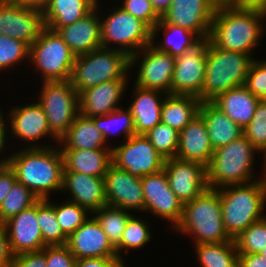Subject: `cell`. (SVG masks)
Returning a JSON list of instances; mask_svg holds the SVG:
<instances>
[{
    "label": "cell",
    "instance_id": "6da1fadb",
    "mask_svg": "<svg viewBox=\"0 0 266 267\" xmlns=\"http://www.w3.org/2000/svg\"><path fill=\"white\" fill-rule=\"evenodd\" d=\"M9 156L7 164L15 173L17 181L38 199H49L53 191H62L64 159L58 144L25 147Z\"/></svg>",
    "mask_w": 266,
    "mask_h": 267
},
{
    "label": "cell",
    "instance_id": "7a4b0ae2",
    "mask_svg": "<svg viewBox=\"0 0 266 267\" xmlns=\"http://www.w3.org/2000/svg\"><path fill=\"white\" fill-rule=\"evenodd\" d=\"M265 20L266 12L236 9L220 2L213 16L210 41L218 48L252 55L264 36Z\"/></svg>",
    "mask_w": 266,
    "mask_h": 267
},
{
    "label": "cell",
    "instance_id": "3957f363",
    "mask_svg": "<svg viewBox=\"0 0 266 267\" xmlns=\"http://www.w3.org/2000/svg\"><path fill=\"white\" fill-rule=\"evenodd\" d=\"M218 192L224 227L232 239L266 217V173L250 183L221 187Z\"/></svg>",
    "mask_w": 266,
    "mask_h": 267
},
{
    "label": "cell",
    "instance_id": "277c9868",
    "mask_svg": "<svg viewBox=\"0 0 266 267\" xmlns=\"http://www.w3.org/2000/svg\"><path fill=\"white\" fill-rule=\"evenodd\" d=\"M175 230L192 237L195 245L234 240L224 227L218 189L209 187L184 204L182 219Z\"/></svg>",
    "mask_w": 266,
    "mask_h": 267
},
{
    "label": "cell",
    "instance_id": "5b68a950",
    "mask_svg": "<svg viewBox=\"0 0 266 267\" xmlns=\"http://www.w3.org/2000/svg\"><path fill=\"white\" fill-rule=\"evenodd\" d=\"M256 152L261 153L244 135L214 150L206 167L208 187L219 189L257 180L254 174Z\"/></svg>",
    "mask_w": 266,
    "mask_h": 267
},
{
    "label": "cell",
    "instance_id": "8992f818",
    "mask_svg": "<svg viewBox=\"0 0 266 267\" xmlns=\"http://www.w3.org/2000/svg\"><path fill=\"white\" fill-rule=\"evenodd\" d=\"M254 59L250 54L218 48L210 41L205 80L198 96L201 102H212L223 92L244 85Z\"/></svg>",
    "mask_w": 266,
    "mask_h": 267
},
{
    "label": "cell",
    "instance_id": "52a82bcc",
    "mask_svg": "<svg viewBox=\"0 0 266 267\" xmlns=\"http://www.w3.org/2000/svg\"><path fill=\"white\" fill-rule=\"evenodd\" d=\"M128 73L129 57L124 52L101 47L75 57L70 81L79 94L104 82L129 79Z\"/></svg>",
    "mask_w": 266,
    "mask_h": 267
},
{
    "label": "cell",
    "instance_id": "ba28073f",
    "mask_svg": "<svg viewBox=\"0 0 266 267\" xmlns=\"http://www.w3.org/2000/svg\"><path fill=\"white\" fill-rule=\"evenodd\" d=\"M75 55L56 31L45 27L29 47V61L42 81H66L72 76Z\"/></svg>",
    "mask_w": 266,
    "mask_h": 267
},
{
    "label": "cell",
    "instance_id": "9c48e42d",
    "mask_svg": "<svg viewBox=\"0 0 266 267\" xmlns=\"http://www.w3.org/2000/svg\"><path fill=\"white\" fill-rule=\"evenodd\" d=\"M100 21L103 48L119 50L130 57L151 44L152 30L121 7L115 6L104 19L100 17Z\"/></svg>",
    "mask_w": 266,
    "mask_h": 267
},
{
    "label": "cell",
    "instance_id": "30bf717a",
    "mask_svg": "<svg viewBox=\"0 0 266 267\" xmlns=\"http://www.w3.org/2000/svg\"><path fill=\"white\" fill-rule=\"evenodd\" d=\"M41 82L37 102L46 114L51 133L60 140L79 114V94L70 80Z\"/></svg>",
    "mask_w": 266,
    "mask_h": 267
},
{
    "label": "cell",
    "instance_id": "8fae6325",
    "mask_svg": "<svg viewBox=\"0 0 266 267\" xmlns=\"http://www.w3.org/2000/svg\"><path fill=\"white\" fill-rule=\"evenodd\" d=\"M165 160L144 134H135L112 147V163L138 178L160 172Z\"/></svg>",
    "mask_w": 266,
    "mask_h": 267
},
{
    "label": "cell",
    "instance_id": "7c38bea8",
    "mask_svg": "<svg viewBox=\"0 0 266 267\" xmlns=\"http://www.w3.org/2000/svg\"><path fill=\"white\" fill-rule=\"evenodd\" d=\"M175 62L176 57L158 51L151 44L143 47L129 57V70L140 63L134 85L170 94Z\"/></svg>",
    "mask_w": 266,
    "mask_h": 267
},
{
    "label": "cell",
    "instance_id": "4fadbf2b",
    "mask_svg": "<svg viewBox=\"0 0 266 267\" xmlns=\"http://www.w3.org/2000/svg\"><path fill=\"white\" fill-rule=\"evenodd\" d=\"M210 37L201 38L184 54L176 57L170 95L201 94L206 73V55Z\"/></svg>",
    "mask_w": 266,
    "mask_h": 267
},
{
    "label": "cell",
    "instance_id": "5bb4252c",
    "mask_svg": "<svg viewBox=\"0 0 266 267\" xmlns=\"http://www.w3.org/2000/svg\"><path fill=\"white\" fill-rule=\"evenodd\" d=\"M144 194V211L168 220L171 229L180 223L183 216L184 203L169 187L166 172L161 170L155 174L141 178ZM173 227V228H172Z\"/></svg>",
    "mask_w": 266,
    "mask_h": 267
},
{
    "label": "cell",
    "instance_id": "9a60e30c",
    "mask_svg": "<svg viewBox=\"0 0 266 267\" xmlns=\"http://www.w3.org/2000/svg\"><path fill=\"white\" fill-rule=\"evenodd\" d=\"M219 3V0H172L162 19L187 28L200 38H206L210 36L213 16Z\"/></svg>",
    "mask_w": 266,
    "mask_h": 267
},
{
    "label": "cell",
    "instance_id": "2e32d148",
    "mask_svg": "<svg viewBox=\"0 0 266 267\" xmlns=\"http://www.w3.org/2000/svg\"><path fill=\"white\" fill-rule=\"evenodd\" d=\"M44 28L43 12L0 0V35L23 41L30 47Z\"/></svg>",
    "mask_w": 266,
    "mask_h": 267
},
{
    "label": "cell",
    "instance_id": "e0dca14e",
    "mask_svg": "<svg viewBox=\"0 0 266 267\" xmlns=\"http://www.w3.org/2000/svg\"><path fill=\"white\" fill-rule=\"evenodd\" d=\"M104 186L107 205L131 212H144L141 178L111 163L104 176Z\"/></svg>",
    "mask_w": 266,
    "mask_h": 267
},
{
    "label": "cell",
    "instance_id": "ac0fdd59",
    "mask_svg": "<svg viewBox=\"0 0 266 267\" xmlns=\"http://www.w3.org/2000/svg\"><path fill=\"white\" fill-rule=\"evenodd\" d=\"M8 123L14 138L28 142L26 147H48L37 143L46 136L53 138L55 145L59 140L51 133L48 120L42 106L36 101L24 106L20 105L9 110Z\"/></svg>",
    "mask_w": 266,
    "mask_h": 267
},
{
    "label": "cell",
    "instance_id": "d6986e66",
    "mask_svg": "<svg viewBox=\"0 0 266 267\" xmlns=\"http://www.w3.org/2000/svg\"><path fill=\"white\" fill-rule=\"evenodd\" d=\"M164 171L169 187L184 204L208 188L206 167L200 163L169 158Z\"/></svg>",
    "mask_w": 266,
    "mask_h": 267
},
{
    "label": "cell",
    "instance_id": "ffe728a7",
    "mask_svg": "<svg viewBox=\"0 0 266 267\" xmlns=\"http://www.w3.org/2000/svg\"><path fill=\"white\" fill-rule=\"evenodd\" d=\"M66 246L76 260L117 256L115 248L92 216L68 237Z\"/></svg>",
    "mask_w": 266,
    "mask_h": 267
},
{
    "label": "cell",
    "instance_id": "44dd1931",
    "mask_svg": "<svg viewBox=\"0 0 266 267\" xmlns=\"http://www.w3.org/2000/svg\"><path fill=\"white\" fill-rule=\"evenodd\" d=\"M14 256L41 251L46 245L37 221V202L5 222Z\"/></svg>",
    "mask_w": 266,
    "mask_h": 267
},
{
    "label": "cell",
    "instance_id": "7402d4cb",
    "mask_svg": "<svg viewBox=\"0 0 266 267\" xmlns=\"http://www.w3.org/2000/svg\"><path fill=\"white\" fill-rule=\"evenodd\" d=\"M99 1L84 18L58 28L56 32L68 45L75 56L86 54L102 47ZM99 13V14H98Z\"/></svg>",
    "mask_w": 266,
    "mask_h": 267
},
{
    "label": "cell",
    "instance_id": "603a6c76",
    "mask_svg": "<svg viewBox=\"0 0 266 267\" xmlns=\"http://www.w3.org/2000/svg\"><path fill=\"white\" fill-rule=\"evenodd\" d=\"M128 80H111L81 91L79 93V113L92 118L122 107L119 102L125 95Z\"/></svg>",
    "mask_w": 266,
    "mask_h": 267
},
{
    "label": "cell",
    "instance_id": "cb8c5ba5",
    "mask_svg": "<svg viewBox=\"0 0 266 267\" xmlns=\"http://www.w3.org/2000/svg\"><path fill=\"white\" fill-rule=\"evenodd\" d=\"M62 191L71 193L72 197L67 200L87 209L90 214L107 205L104 177L79 172H63Z\"/></svg>",
    "mask_w": 266,
    "mask_h": 267
},
{
    "label": "cell",
    "instance_id": "d4e9b609",
    "mask_svg": "<svg viewBox=\"0 0 266 267\" xmlns=\"http://www.w3.org/2000/svg\"><path fill=\"white\" fill-rule=\"evenodd\" d=\"M214 153L204 119L197 115L179 132L177 159L208 166Z\"/></svg>",
    "mask_w": 266,
    "mask_h": 267
},
{
    "label": "cell",
    "instance_id": "484cf974",
    "mask_svg": "<svg viewBox=\"0 0 266 267\" xmlns=\"http://www.w3.org/2000/svg\"><path fill=\"white\" fill-rule=\"evenodd\" d=\"M133 101L130 110L136 134H146L161 122V107L166 93L159 90L143 89L134 85L132 89Z\"/></svg>",
    "mask_w": 266,
    "mask_h": 267
},
{
    "label": "cell",
    "instance_id": "4316f807",
    "mask_svg": "<svg viewBox=\"0 0 266 267\" xmlns=\"http://www.w3.org/2000/svg\"><path fill=\"white\" fill-rule=\"evenodd\" d=\"M259 101L244 85H240L223 92L212 103L244 129L251 122Z\"/></svg>",
    "mask_w": 266,
    "mask_h": 267
},
{
    "label": "cell",
    "instance_id": "83f0119b",
    "mask_svg": "<svg viewBox=\"0 0 266 267\" xmlns=\"http://www.w3.org/2000/svg\"><path fill=\"white\" fill-rule=\"evenodd\" d=\"M63 172H79L104 177L112 163V149H61Z\"/></svg>",
    "mask_w": 266,
    "mask_h": 267
},
{
    "label": "cell",
    "instance_id": "f1b7e54d",
    "mask_svg": "<svg viewBox=\"0 0 266 267\" xmlns=\"http://www.w3.org/2000/svg\"><path fill=\"white\" fill-rule=\"evenodd\" d=\"M199 115L205 121L214 150L243 135V129L212 102H202Z\"/></svg>",
    "mask_w": 266,
    "mask_h": 267
},
{
    "label": "cell",
    "instance_id": "f546056e",
    "mask_svg": "<svg viewBox=\"0 0 266 267\" xmlns=\"http://www.w3.org/2000/svg\"><path fill=\"white\" fill-rule=\"evenodd\" d=\"M58 145L60 149H112V145L106 144L102 134L95 127L93 119L80 113Z\"/></svg>",
    "mask_w": 266,
    "mask_h": 267
},
{
    "label": "cell",
    "instance_id": "4dcf8cb0",
    "mask_svg": "<svg viewBox=\"0 0 266 267\" xmlns=\"http://www.w3.org/2000/svg\"><path fill=\"white\" fill-rule=\"evenodd\" d=\"M97 0H50L43 12L45 27L56 31L84 18L96 6Z\"/></svg>",
    "mask_w": 266,
    "mask_h": 267
},
{
    "label": "cell",
    "instance_id": "1f68e13d",
    "mask_svg": "<svg viewBox=\"0 0 266 267\" xmlns=\"http://www.w3.org/2000/svg\"><path fill=\"white\" fill-rule=\"evenodd\" d=\"M201 103L196 96L167 94L161 107V122L180 132L199 115Z\"/></svg>",
    "mask_w": 266,
    "mask_h": 267
},
{
    "label": "cell",
    "instance_id": "d6a6232c",
    "mask_svg": "<svg viewBox=\"0 0 266 267\" xmlns=\"http://www.w3.org/2000/svg\"><path fill=\"white\" fill-rule=\"evenodd\" d=\"M164 39L156 42L159 31ZM201 38L191 30L165 22L162 18L152 29L151 45L158 51L166 52L174 57L181 56L185 51L197 43Z\"/></svg>",
    "mask_w": 266,
    "mask_h": 267
},
{
    "label": "cell",
    "instance_id": "836d02e7",
    "mask_svg": "<svg viewBox=\"0 0 266 267\" xmlns=\"http://www.w3.org/2000/svg\"><path fill=\"white\" fill-rule=\"evenodd\" d=\"M195 246L200 267H238V251L234 240Z\"/></svg>",
    "mask_w": 266,
    "mask_h": 267
},
{
    "label": "cell",
    "instance_id": "e575fe53",
    "mask_svg": "<svg viewBox=\"0 0 266 267\" xmlns=\"http://www.w3.org/2000/svg\"><path fill=\"white\" fill-rule=\"evenodd\" d=\"M92 119L106 144L110 143L109 138L112 136L111 134H120L121 131V134L124 135L123 140H127L136 134L133 116L128 108L123 109L120 107L108 114L92 117Z\"/></svg>",
    "mask_w": 266,
    "mask_h": 267
},
{
    "label": "cell",
    "instance_id": "d590c367",
    "mask_svg": "<svg viewBox=\"0 0 266 267\" xmlns=\"http://www.w3.org/2000/svg\"><path fill=\"white\" fill-rule=\"evenodd\" d=\"M37 221L46 246L66 245L68 237L57 221L55 204L50 199L37 201Z\"/></svg>",
    "mask_w": 266,
    "mask_h": 267
},
{
    "label": "cell",
    "instance_id": "8d00e7d4",
    "mask_svg": "<svg viewBox=\"0 0 266 267\" xmlns=\"http://www.w3.org/2000/svg\"><path fill=\"white\" fill-rule=\"evenodd\" d=\"M92 215L106 234L109 242L116 248L120 244L126 224L132 216L131 212L105 205Z\"/></svg>",
    "mask_w": 266,
    "mask_h": 267
},
{
    "label": "cell",
    "instance_id": "74e56055",
    "mask_svg": "<svg viewBox=\"0 0 266 267\" xmlns=\"http://www.w3.org/2000/svg\"><path fill=\"white\" fill-rule=\"evenodd\" d=\"M150 229V224L146 220L132 215L123 231L120 244L115 248L117 256L124 259L122 256L123 251L127 252L130 249L143 248L148 244L152 237Z\"/></svg>",
    "mask_w": 266,
    "mask_h": 267
},
{
    "label": "cell",
    "instance_id": "f35d334b",
    "mask_svg": "<svg viewBox=\"0 0 266 267\" xmlns=\"http://www.w3.org/2000/svg\"><path fill=\"white\" fill-rule=\"evenodd\" d=\"M38 200L31 190L16 181L0 205V222L5 223Z\"/></svg>",
    "mask_w": 266,
    "mask_h": 267
},
{
    "label": "cell",
    "instance_id": "ab89813d",
    "mask_svg": "<svg viewBox=\"0 0 266 267\" xmlns=\"http://www.w3.org/2000/svg\"><path fill=\"white\" fill-rule=\"evenodd\" d=\"M145 136L164 159L176 157L179 143L178 131L160 122L150 129Z\"/></svg>",
    "mask_w": 266,
    "mask_h": 267
},
{
    "label": "cell",
    "instance_id": "60d3db41",
    "mask_svg": "<svg viewBox=\"0 0 266 267\" xmlns=\"http://www.w3.org/2000/svg\"><path fill=\"white\" fill-rule=\"evenodd\" d=\"M238 254L259 253L266 246V217L252 223L234 238Z\"/></svg>",
    "mask_w": 266,
    "mask_h": 267
},
{
    "label": "cell",
    "instance_id": "b9f144b4",
    "mask_svg": "<svg viewBox=\"0 0 266 267\" xmlns=\"http://www.w3.org/2000/svg\"><path fill=\"white\" fill-rule=\"evenodd\" d=\"M55 212L57 221L67 237L92 215H88L90 212L87 209L69 200L55 204Z\"/></svg>",
    "mask_w": 266,
    "mask_h": 267
},
{
    "label": "cell",
    "instance_id": "7bdbcfd3",
    "mask_svg": "<svg viewBox=\"0 0 266 267\" xmlns=\"http://www.w3.org/2000/svg\"><path fill=\"white\" fill-rule=\"evenodd\" d=\"M29 59V46L23 41L7 35H0V73L3 70L15 67L17 63L23 64ZM8 68V69H7Z\"/></svg>",
    "mask_w": 266,
    "mask_h": 267
},
{
    "label": "cell",
    "instance_id": "ee69618b",
    "mask_svg": "<svg viewBox=\"0 0 266 267\" xmlns=\"http://www.w3.org/2000/svg\"><path fill=\"white\" fill-rule=\"evenodd\" d=\"M243 135L261 153L266 149V99L258 102L251 122L243 129Z\"/></svg>",
    "mask_w": 266,
    "mask_h": 267
},
{
    "label": "cell",
    "instance_id": "f6af8a7d",
    "mask_svg": "<svg viewBox=\"0 0 266 267\" xmlns=\"http://www.w3.org/2000/svg\"><path fill=\"white\" fill-rule=\"evenodd\" d=\"M244 86L260 100L266 99V60L254 59Z\"/></svg>",
    "mask_w": 266,
    "mask_h": 267
},
{
    "label": "cell",
    "instance_id": "bcb514c9",
    "mask_svg": "<svg viewBox=\"0 0 266 267\" xmlns=\"http://www.w3.org/2000/svg\"><path fill=\"white\" fill-rule=\"evenodd\" d=\"M120 7L143 21L151 30L161 19L154 11L150 0H123Z\"/></svg>",
    "mask_w": 266,
    "mask_h": 267
},
{
    "label": "cell",
    "instance_id": "7dc6e473",
    "mask_svg": "<svg viewBox=\"0 0 266 267\" xmlns=\"http://www.w3.org/2000/svg\"><path fill=\"white\" fill-rule=\"evenodd\" d=\"M46 267H76V258L66 245L46 246Z\"/></svg>",
    "mask_w": 266,
    "mask_h": 267
},
{
    "label": "cell",
    "instance_id": "c3c4849f",
    "mask_svg": "<svg viewBox=\"0 0 266 267\" xmlns=\"http://www.w3.org/2000/svg\"><path fill=\"white\" fill-rule=\"evenodd\" d=\"M46 246L41 251L27 252L13 257L10 267H46Z\"/></svg>",
    "mask_w": 266,
    "mask_h": 267
},
{
    "label": "cell",
    "instance_id": "681fc988",
    "mask_svg": "<svg viewBox=\"0 0 266 267\" xmlns=\"http://www.w3.org/2000/svg\"><path fill=\"white\" fill-rule=\"evenodd\" d=\"M124 260L118 256L78 259L76 260V267H126Z\"/></svg>",
    "mask_w": 266,
    "mask_h": 267
},
{
    "label": "cell",
    "instance_id": "f907efd6",
    "mask_svg": "<svg viewBox=\"0 0 266 267\" xmlns=\"http://www.w3.org/2000/svg\"><path fill=\"white\" fill-rule=\"evenodd\" d=\"M13 257L5 223L0 222V267H10Z\"/></svg>",
    "mask_w": 266,
    "mask_h": 267
},
{
    "label": "cell",
    "instance_id": "816d5d0a",
    "mask_svg": "<svg viewBox=\"0 0 266 267\" xmlns=\"http://www.w3.org/2000/svg\"><path fill=\"white\" fill-rule=\"evenodd\" d=\"M16 181L15 173L9 165H0V205Z\"/></svg>",
    "mask_w": 266,
    "mask_h": 267
},
{
    "label": "cell",
    "instance_id": "f5cc1de1",
    "mask_svg": "<svg viewBox=\"0 0 266 267\" xmlns=\"http://www.w3.org/2000/svg\"><path fill=\"white\" fill-rule=\"evenodd\" d=\"M223 3L236 9H253L266 12V0H224Z\"/></svg>",
    "mask_w": 266,
    "mask_h": 267
},
{
    "label": "cell",
    "instance_id": "db71d44e",
    "mask_svg": "<svg viewBox=\"0 0 266 267\" xmlns=\"http://www.w3.org/2000/svg\"><path fill=\"white\" fill-rule=\"evenodd\" d=\"M238 267H266V257L259 253L239 254Z\"/></svg>",
    "mask_w": 266,
    "mask_h": 267
},
{
    "label": "cell",
    "instance_id": "11a10c76",
    "mask_svg": "<svg viewBox=\"0 0 266 267\" xmlns=\"http://www.w3.org/2000/svg\"><path fill=\"white\" fill-rule=\"evenodd\" d=\"M5 118L8 119V117H5L4 114H2V111L0 110V154L1 155L4 154L3 151H5L4 147L6 145L5 141L7 140V134H8V131H9V130H7L9 128H7V126H6L8 123L5 122L6 121ZM0 158H1L0 159V165H4V164L8 163V160H9L10 156H7L5 158H2V156H0Z\"/></svg>",
    "mask_w": 266,
    "mask_h": 267
},
{
    "label": "cell",
    "instance_id": "9f6ffc18",
    "mask_svg": "<svg viewBox=\"0 0 266 267\" xmlns=\"http://www.w3.org/2000/svg\"><path fill=\"white\" fill-rule=\"evenodd\" d=\"M10 3L44 12L50 0H7Z\"/></svg>",
    "mask_w": 266,
    "mask_h": 267
},
{
    "label": "cell",
    "instance_id": "6f0895ef",
    "mask_svg": "<svg viewBox=\"0 0 266 267\" xmlns=\"http://www.w3.org/2000/svg\"><path fill=\"white\" fill-rule=\"evenodd\" d=\"M150 1L154 11L160 18L163 17V15L167 12L170 5L172 4V0H150Z\"/></svg>",
    "mask_w": 266,
    "mask_h": 267
},
{
    "label": "cell",
    "instance_id": "680465c9",
    "mask_svg": "<svg viewBox=\"0 0 266 267\" xmlns=\"http://www.w3.org/2000/svg\"><path fill=\"white\" fill-rule=\"evenodd\" d=\"M262 154H264V155H261V156H263V160H264V165L265 166H263V171H262V174H264V173H266V149L262 152Z\"/></svg>",
    "mask_w": 266,
    "mask_h": 267
},
{
    "label": "cell",
    "instance_id": "91938a15",
    "mask_svg": "<svg viewBox=\"0 0 266 267\" xmlns=\"http://www.w3.org/2000/svg\"><path fill=\"white\" fill-rule=\"evenodd\" d=\"M259 254L266 257V246H264L263 249L259 251Z\"/></svg>",
    "mask_w": 266,
    "mask_h": 267
}]
</instances>
